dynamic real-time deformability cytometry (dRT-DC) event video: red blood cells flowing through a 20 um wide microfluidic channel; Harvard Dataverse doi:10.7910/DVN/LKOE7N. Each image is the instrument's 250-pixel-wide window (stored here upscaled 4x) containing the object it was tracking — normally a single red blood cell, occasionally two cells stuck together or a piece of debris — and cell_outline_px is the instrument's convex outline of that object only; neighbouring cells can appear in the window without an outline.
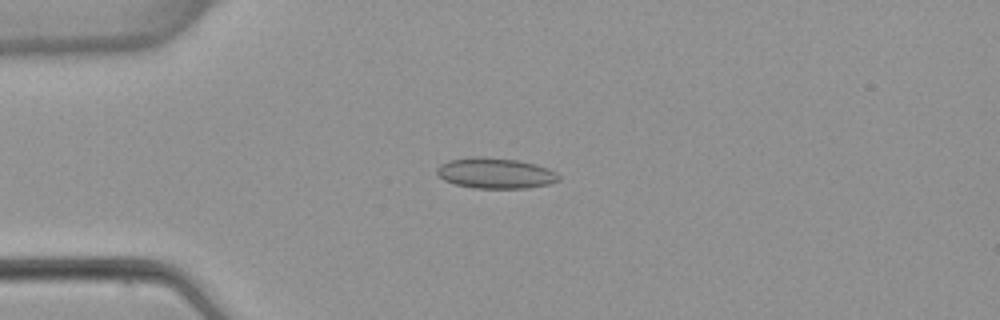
{"species": "common noctule bat (a hibernating species)", "species_latin": "Nyctalus noctula", "temperature_condition": "warm", "stored_images_in_passage": 4, "camera_frame_rate_fps": 3000, "um_per_image_px": 0.085, "animal": {"sex": "female", "body_mass_g": 22.7, "forearm_length_mm": 54.2}, "frame": {"image": 1, "passage_image": 3, "time_ms": 2.333, "image_size_px": [1000, 320], "cell_outline_px": [[560, 180], [548, 184], [528, 188], [476, 188], [456, 184], [444, 180], [436, 172], [436, 168], [440, 164], [448, 160], [472, 156], [480, 156], [520, 160], [536, 164], [548, 168], [556, 172], [560, 176]], "centroid_in_image_um": [42.12, 14.7], "position_along_channel_um": 42.9, "area_um2": 21.91}}